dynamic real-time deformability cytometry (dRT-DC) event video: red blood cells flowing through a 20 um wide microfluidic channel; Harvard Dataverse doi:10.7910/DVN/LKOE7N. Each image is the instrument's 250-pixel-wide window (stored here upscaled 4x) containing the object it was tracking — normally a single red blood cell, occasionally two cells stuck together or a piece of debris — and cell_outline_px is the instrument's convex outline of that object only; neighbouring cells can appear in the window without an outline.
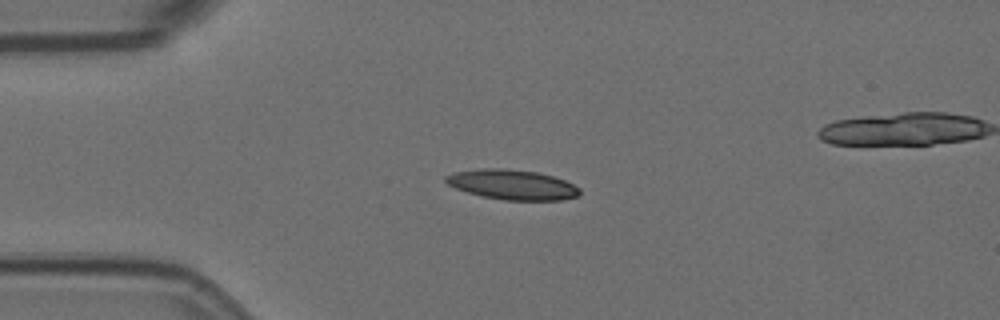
{"species": "Egyptian fruit bat (a non-hibernating species)", "species_latin": "Rousettus aegyptiacus", "temperature_condition": "room temperature", "stored_images_in_passage": 5, "camera_frame_rate_fps": 3000, "um_per_image_px": 0.085, "animal": {"sex": "female"}, "frame": {"image": 1, "passage_image": 3, "time_ms": 0.667, "image_size_px": [1000, 320], "cell_outline_px": [[580, 192], [576, 196], [560, 200], [504, 200], [484, 196], [468, 192], [456, 188], [448, 184], [444, 180], [444, 176], [452, 172], [480, 168], [508, 168], [536, 172], [552, 176], [564, 180], [580, 188]], "centroid_in_image_um": [43.5, 15.68], "position_along_channel_um": 41.5, "area_um2": 23.29}}